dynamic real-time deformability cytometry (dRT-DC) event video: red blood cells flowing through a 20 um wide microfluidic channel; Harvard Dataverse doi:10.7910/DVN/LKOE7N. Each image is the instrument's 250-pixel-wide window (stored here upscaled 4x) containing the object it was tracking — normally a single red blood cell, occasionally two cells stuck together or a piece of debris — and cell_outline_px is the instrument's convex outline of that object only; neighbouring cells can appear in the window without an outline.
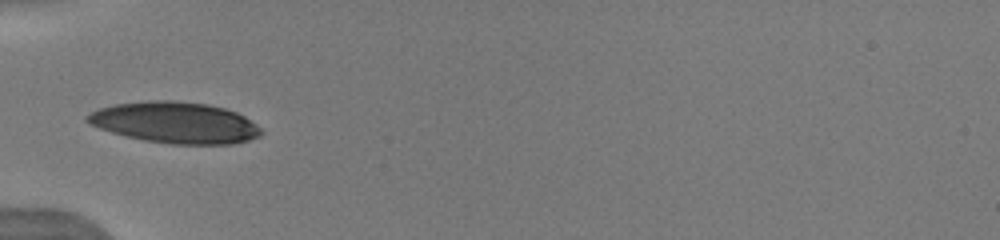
{"species": "human", "species_latin": "Homo sapiens", "temperature_condition": "warm", "stored_images_in_passage": 3, "camera_frame_rate_fps": 3000, "um_per_image_px": 0.085, "donor": {"sex": "male"}, "frame": {"image": 1, "passage_image": 1, "time_ms": 0.0, "image_size_px": [1000, 240], "cell_outline_px": [[264, 132], [260, 136], [248, 140], [232, 144], [172, 144], [144, 140], [112, 132], [88, 124], [84, 120], [84, 116], [100, 108], [116, 104], [156, 100], [172, 100], [208, 104], [224, 108], [236, 112], [244, 116], [256, 124]], "centroid_in_image_um": [14.89, 10.42], "position_along_channel_um": 70.1, "area_um2": 41.62}}